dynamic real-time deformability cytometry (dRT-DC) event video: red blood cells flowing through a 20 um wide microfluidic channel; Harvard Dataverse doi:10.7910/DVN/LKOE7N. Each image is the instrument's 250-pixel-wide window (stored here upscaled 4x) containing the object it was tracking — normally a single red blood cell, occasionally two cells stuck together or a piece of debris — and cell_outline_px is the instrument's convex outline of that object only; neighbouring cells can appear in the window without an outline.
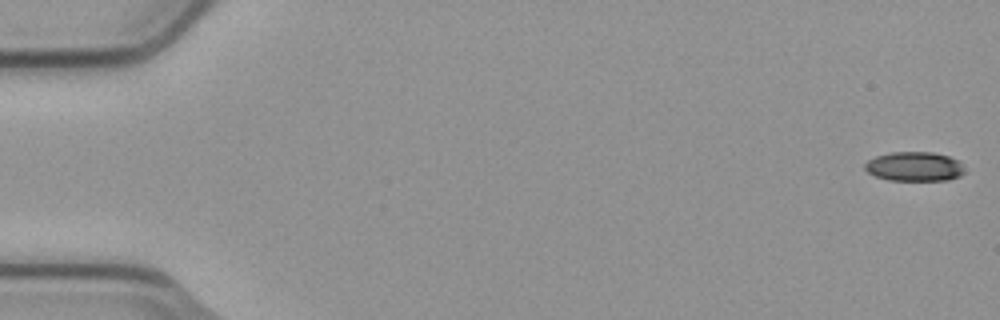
{"species": "common noctule bat (a hibernating species)", "species_latin": "Nyctalus noctula", "temperature_condition": "cold", "stored_images_in_passage": 54, "camera_frame_rate_fps": 3000, "um_per_image_px": 0.085, "animal": {"sex": "male", "body_mass_g": 23.1, "forearm_length_mm": 52.7}, "frame": {"image": 1, "passage_image": 1, "time_ms": 0.0, "image_size_px": [1000, 320], "cell_outline_px": [[964, 172], [960, 176], [948, 180], [888, 180], [876, 176], [868, 172], [864, 168], [864, 164], [868, 160], [876, 156], [892, 152], [932, 152], [948, 156], [956, 160], [964, 168]], "centroid_in_image_um": [77.7, 14.15], "position_along_channel_um": 7.3, "area_um2": 16.94}}
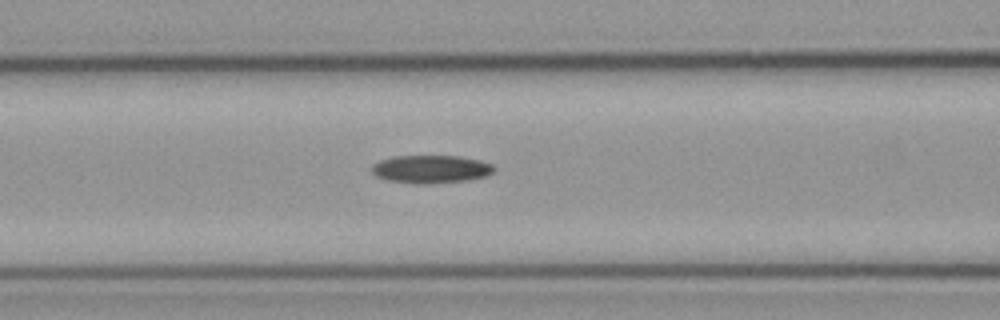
{"frame": {"image": 2, "passage_image": 23, "time_ms": 7.333, "image_size_px": [1000, 320], "cell_outline_px": [[496, 168], [492, 172], [484, 176], [468, 180], [424, 184], [388, 180], [376, 176], [372, 172], [372, 164], [380, 160], [396, 156], [460, 156], [480, 160], [492, 164]], "centroid_in_image_um": [36.63, 14.36], "position_along_channel_um": 130.0, "area_um2": 19.77}}
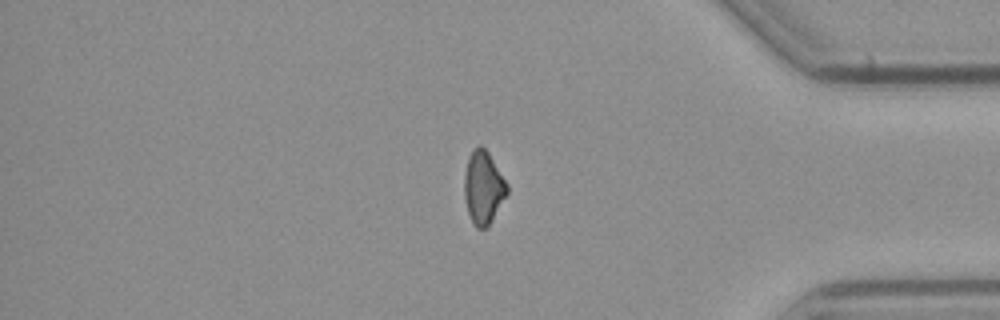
{"frame": {"image": 3, "passage_image": 46, "time_ms": 15.0, "image_size_px": [1000, 320], "cell_outline_px": [[508, 192], [488, 228], [476, 228], [472, 224], [468, 212], [464, 196], [464, 172], [468, 156], [472, 148], [480, 144], [488, 152], [508, 184]], "centroid_in_image_um": [41.07, 15.94], "position_along_channel_um": 394.1, "area_um2": 18.44}}